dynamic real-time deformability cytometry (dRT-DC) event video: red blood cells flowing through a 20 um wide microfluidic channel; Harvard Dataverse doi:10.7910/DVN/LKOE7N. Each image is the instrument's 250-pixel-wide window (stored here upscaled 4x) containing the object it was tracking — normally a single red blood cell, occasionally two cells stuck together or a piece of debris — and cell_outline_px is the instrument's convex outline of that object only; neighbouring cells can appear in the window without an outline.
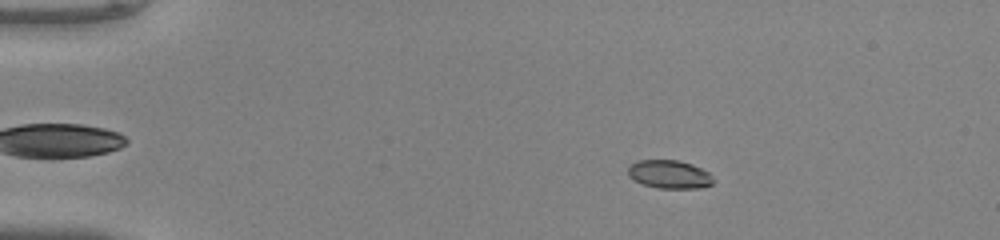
{"species": "common noctule bat (a hibernating species)", "species_latin": "Nyctalus noctula", "temperature_condition": "warm", "stored_images_in_passage": 50, "camera_frame_rate_fps": 3000, "um_per_image_px": 0.085, "animal": {"sex": "male", "body_mass_g": 20.0, "forearm_length_mm": 53.3}, "frame": {"image": 1, "passage_image": 9, "time_ms": 2.667, "image_size_px": [1000, 240], "cell_outline_px": [[712, 184], [700, 188], [660, 188], [644, 184], [632, 180], [628, 176], [628, 168], [636, 160], [680, 160], [692, 164], [708, 172], [712, 176]], "centroid_in_image_um": [56.87, 14.81], "position_along_channel_um": 28.1, "area_um2": 14.05}}
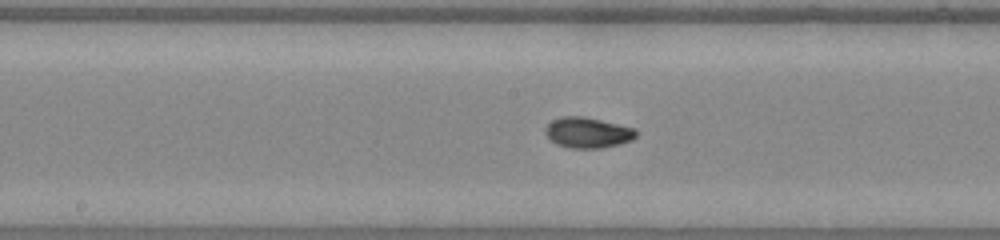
{"frame": {"image": 2, "passage_image": 27, "time_ms": 8.667, "image_size_px": [1000, 240], "cell_outline_px": [[636, 136], [632, 140], [620, 144], [600, 148], [568, 148], [556, 144], [544, 132], [544, 128], [552, 120], [564, 116], [584, 116], [636, 128]], "centroid_in_image_um": [49.96, 11.27], "position_along_channel_um": 198.2, "area_um2": 16.24}}
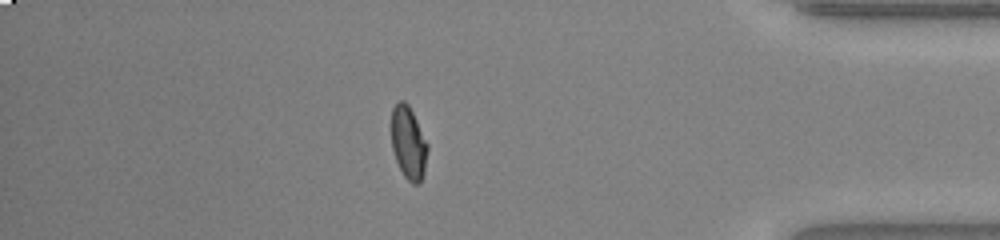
{"frame": {"image": 3, "passage_image": 44, "time_ms": 14.333, "image_size_px": [1000, 240], "cell_outline_px": [[428, 148], [424, 176], [420, 184], [412, 184], [404, 176], [396, 160], [392, 148], [388, 128], [392, 108], [400, 100], [404, 100], [408, 104], [428, 144]], "centroid_in_image_um": [34.68, 12.13], "position_along_channel_um": 400.5, "area_um2": 15.9}, "authors_computed_cell_mechanics": {"area_um2": 15.1436, "velocity_mm_per_s": 4.1302, "shape_relaxation_time_tau1_ms": 3.3157, "shape_relaxation_time_tau2_ms": 1.068, "deformation_change_tau1": 0.1588, "deformation_change_tau2": 0.041}}